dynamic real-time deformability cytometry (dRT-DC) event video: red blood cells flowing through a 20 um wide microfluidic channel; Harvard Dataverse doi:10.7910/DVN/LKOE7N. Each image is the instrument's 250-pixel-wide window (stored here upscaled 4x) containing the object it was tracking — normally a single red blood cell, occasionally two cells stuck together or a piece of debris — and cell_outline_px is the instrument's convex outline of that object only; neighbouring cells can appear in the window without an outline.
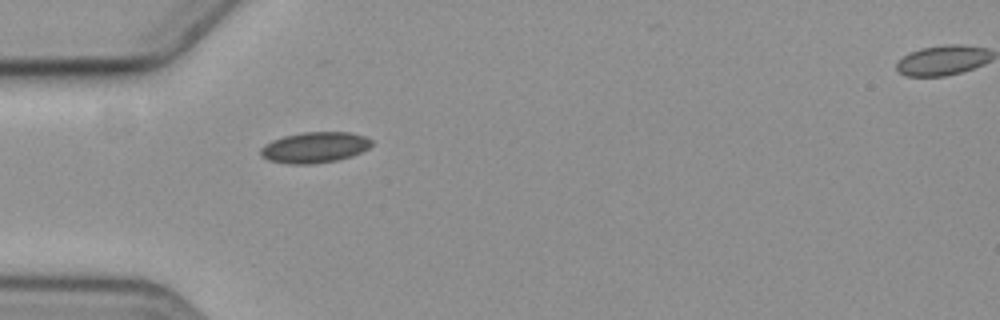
{"species": "common noctule bat (a hibernating species)", "species_latin": "Nyctalus noctula", "temperature_condition": "cold", "stored_images_in_passage": 2, "segment_of_instrument_passage": [1, 2], "camera_frame_rate_fps": 3000, "um_per_image_px": 0.085, "animal": {"sex": "female", "body_mass_g": 19.3, "forearm_length_mm": 54.1}, "frame": {"image": 1, "passage_image": 1, "time_ms": 0.0, "image_size_px": [1000, 320], "cell_outline_px": [[372, 144], [368, 148], [352, 156], [336, 160], [312, 164], [288, 164], [268, 160], [260, 156], [260, 148], [264, 144], [272, 140], [284, 136], [304, 132], [352, 132], [364, 136], [372, 140]], "centroid_in_image_um": [26.72, 12.53], "position_along_channel_um": 58.3, "area_um2": 20.0}}